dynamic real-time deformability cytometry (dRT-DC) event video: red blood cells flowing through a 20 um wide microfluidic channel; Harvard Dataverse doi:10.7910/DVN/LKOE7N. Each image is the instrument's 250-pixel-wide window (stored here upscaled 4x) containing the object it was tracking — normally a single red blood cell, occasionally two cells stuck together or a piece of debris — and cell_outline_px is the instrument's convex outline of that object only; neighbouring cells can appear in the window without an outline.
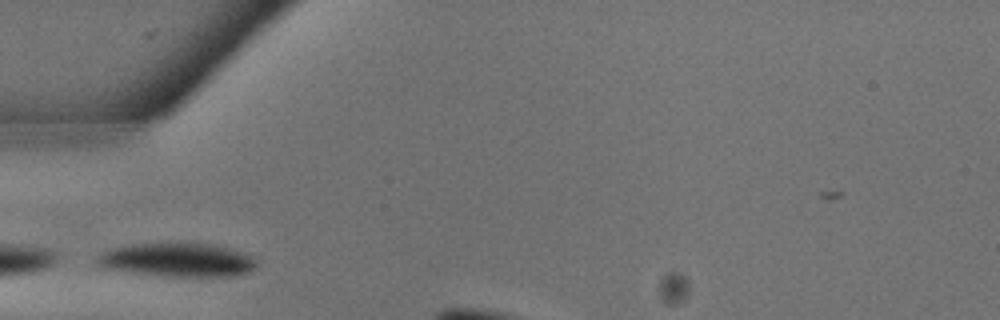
{"species": "common noctule bat (a hibernating species)", "species_latin": "Nyctalus noctula", "temperature_condition": "warm", "stored_images_in_passage": 8, "camera_frame_rate_fps": 3000, "um_per_image_px": 0.085, "animal": {"sex": "male", "body_mass_g": 13.3}, "frame": {"image": 1, "passage_image": 3, "time_ms": 0.667, "image_size_px": [1000, 320], "cell_outline_px": [[260, 260], [256, 268], [248, 272], [236, 276], [168, 276], [128, 272], [100, 268], [96, 260], [108, 248], [132, 244], [164, 240], [192, 240], [216, 244], [232, 248], [256, 256]], "centroid_in_image_um": [15.16, 22.03], "position_along_channel_um": 69.8, "area_um2": 33.29}}